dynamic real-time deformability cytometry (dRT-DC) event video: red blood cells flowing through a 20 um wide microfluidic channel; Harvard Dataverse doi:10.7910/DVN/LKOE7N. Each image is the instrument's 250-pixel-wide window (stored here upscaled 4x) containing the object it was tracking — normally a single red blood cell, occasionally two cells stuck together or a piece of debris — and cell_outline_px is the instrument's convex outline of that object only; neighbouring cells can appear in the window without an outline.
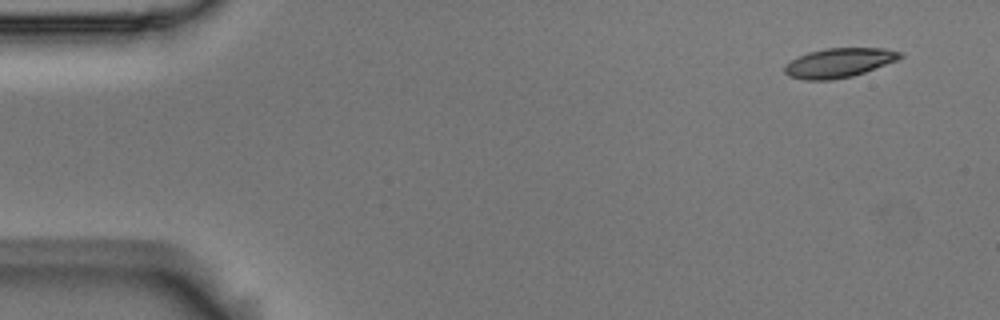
{"species": "Egyptian fruit bat (a non-hibernating species)", "species_latin": "Rousettus aegyptiacus", "temperature_condition": "room temperature", "stored_images_in_passage": 5, "camera_frame_rate_fps": 3000, "um_per_image_px": 0.085, "animal": {"sex": "male"}, "frame": {"image": 1, "passage_image": 1, "time_ms": 0.0, "image_size_px": [1000, 320], "cell_outline_px": [[904, 56], [900, 60], [852, 76], [832, 80], [804, 80], [788, 76], [784, 72], [784, 64], [808, 52], [824, 48], [884, 48], [904, 52]], "centroid_in_image_um": [71.35, 5.33], "position_along_channel_um": 13.7, "area_um2": 20.0}}